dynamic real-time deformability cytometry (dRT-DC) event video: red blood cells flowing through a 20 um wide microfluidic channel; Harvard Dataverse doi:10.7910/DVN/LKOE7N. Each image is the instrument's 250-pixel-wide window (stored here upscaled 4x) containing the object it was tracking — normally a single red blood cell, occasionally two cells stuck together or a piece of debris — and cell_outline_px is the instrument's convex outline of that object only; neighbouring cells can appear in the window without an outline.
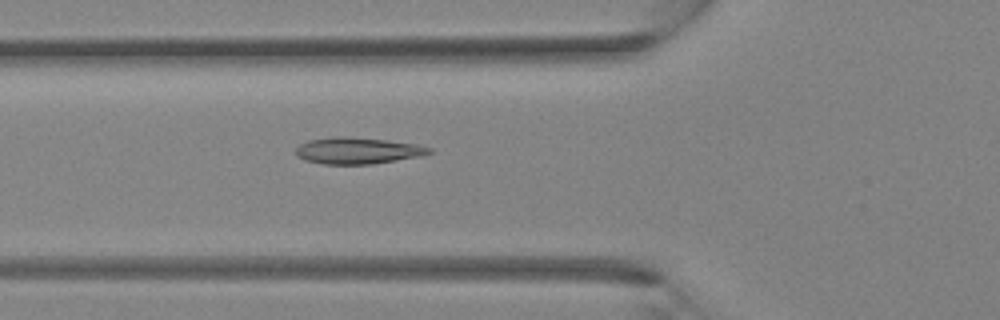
{"species": "Egyptian fruit bat (a non-hibernating species)", "species_latin": "Rousettus aegyptiacus", "temperature_condition": "room temperature", "stored_images_in_passage": 27, "camera_frame_rate_fps": 3000, "um_per_image_px": 0.085, "animal": {"sex": "female"}, "frame": {"image": 1, "passage_image": 3, "time_ms": 0.667, "image_size_px": [1000, 320], "cell_outline_px": [[432, 152], [424, 156], [372, 164], [324, 164], [304, 160], [296, 156], [296, 148], [300, 144], [308, 140], [336, 136], [348, 136], [384, 140], [416, 144], [432, 148]], "centroid_in_image_um": [30.4, 12.81], "position_along_channel_um": 95.4, "area_um2": 20.69}}
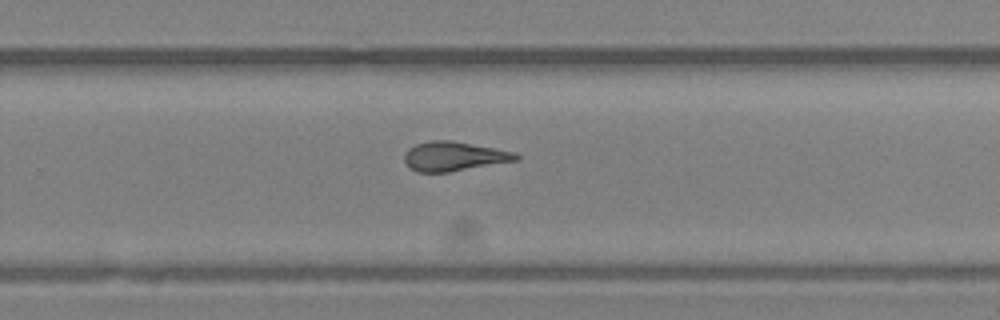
{"frame": {"image": 2, "passage_image": 14, "time_ms": 4.333, "image_size_px": [1000, 320], "cell_outline_px": [[520, 160], [448, 172], [416, 172], [408, 168], [404, 160], [404, 152], [408, 148], [416, 144], [432, 140], [452, 140], [516, 152], [520, 156]], "centroid_in_image_um": [38.58, 13.29], "position_along_channel_um": 291.2, "area_um2": 19.31}}
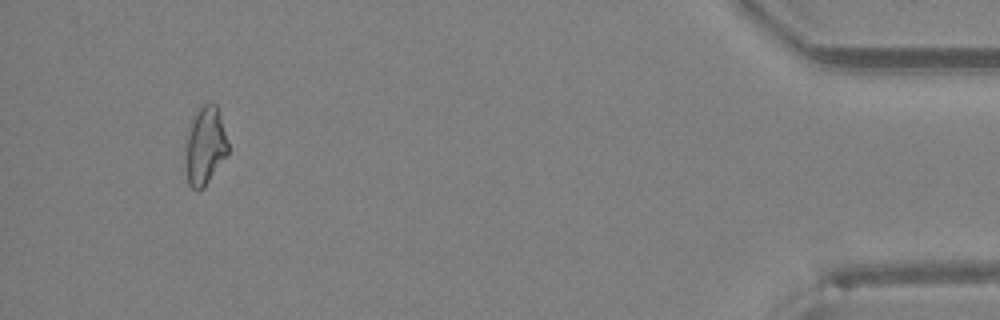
{"frame": {"image": 3, "passage_image": 25, "time_ms": 8.0, "image_size_px": [1000, 320], "cell_outline_px": [[228, 156], [204, 188], [192, 188], [188, 184], [184, 160], [188, 136], [192, 120], [196, 112], [204, 104], [212, 100], [216, 104], [228, 144]], "centroid_in_image_um": [17.44, 12.43], "position_along_channel_um": 417.8, "area_um2": 19.31}}